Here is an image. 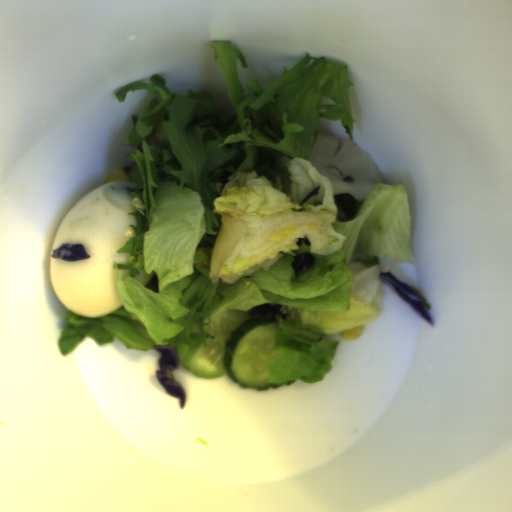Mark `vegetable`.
Wrapping results in <instances>:
<instances>
[{
    "instance_id": "obj_1",
    "label": "vegetable",
    "mask_w": 512,
    "mask_h": 512,
    "mask_svg": "<svg viewBox=\"0 0 512 512\" xmlns=\"http://www.w3.org/2000/svg\"><path fill=\"white\" fill-rule=\"evenodd\" d=\"M229 97L171 94L167 79L123 85L148 101L123 142L136 188V225L113 271L122 306L97 318L67 308L57 346L71 354L87 337L127 349L193 354L215 339V315L274 319L271 382L317 383L330 372L341 334L378 320L390 258L413 263L404 184L383 181L370 153L319 130L354 123L346 66L305 58L268 86L242 87L233 43H210Z\"/></svg>"
},
{
    "instance_id": "obj_2",
    "label": "vegetable",
    "mask_w": 512,
    "mask_h": 512,
    "mask_svg": "<svg viewBox=\"0 0 512 512\" xmlns=\"http://www.w3.org/2000/svg\"><path fill=\"white\" fill-rule=\"evenodd\" d=\"M407 287H409V286L407 285ZM409 288H410V289H411L415 294H417L420 298H422L423 300H426L425 302H423L425 310H426V309H430V308H431V305H430V303L428 302L427 298H426V297H425V296H424V295H423V294H422L418 289H415V288H413V287H409Z\"/></svg>"
}]
</instances>
